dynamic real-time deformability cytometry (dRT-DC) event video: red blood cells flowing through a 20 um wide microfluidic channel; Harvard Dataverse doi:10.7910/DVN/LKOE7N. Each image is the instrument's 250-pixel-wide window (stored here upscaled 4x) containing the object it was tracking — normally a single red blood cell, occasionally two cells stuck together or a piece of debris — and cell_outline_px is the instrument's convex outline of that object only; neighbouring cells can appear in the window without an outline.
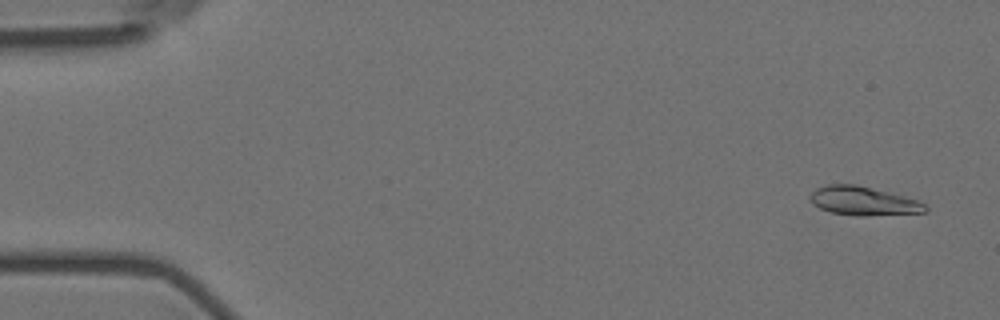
{"species": "Egyptian fruit bat (a non-hibernating species)", "species_latin": "Rousettus aegyptiacus", "temperature_condition": "room temperature", "stored_images_in_passage": 57, "camera_frame_rate_fps": 3000, "um_per_image_px": 0.085, "animal": {"sex": "female"}, "frame": {"image": 1, "passage_image": 3, "time_ms": 0.667, "image_size_px": [1000, 320], "cell_outline_px": [[928, 208], [924, 212], [864, 216], [856, 216], [832, 212], [820, 208], [812, 204], [808, 200], [808, 196], [816, 188], [828, 184], [856, 184], [904, 196], [916, 200], [924, 204]], "centroid_in_image_um": [73.32, 17.08], "position_along_channel_um": 11.7, "area_um2": 19.25}}
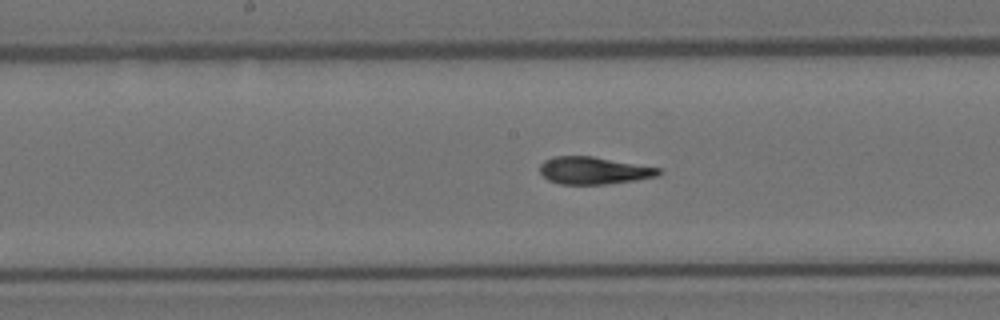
{"frame": {"image": 2, "passage_image": 29, "time_ms": 9.333, "image_size_px": [1000, 320], "cell_outline_px": [[660, 172], [656, 176], [636, 180], [604, 184], [560, 184], [548, 180], [540, 172], [540, 164], [544, 160], [552, 156], [592, 156], [660, 168]], "centroid_in_image_um": [50.42, 14.49], "position_along_channel_um": 197.8, "area_um2": 18.79}}
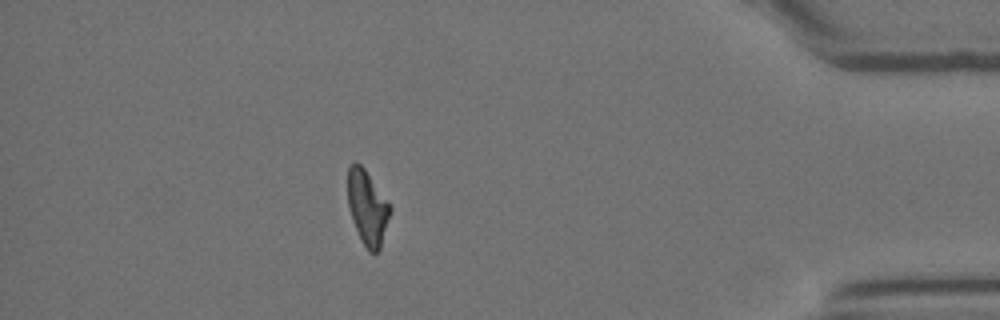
{"frame": {"image": 3, "passage_image": 50, "time_ms": 16.333, "image_size_px": [1000, 320], "cell_outline_px": [[392, 212], [380, 248], [376, 252], [368, 252], [352, 220], [348, 204], [348, 168], [356, 160], [364, 168], [392, 204]], "centroid_in_image_um": [31.27, 17.62], "position_along_channel_um": 403.9, "area_um2": 18.55}, "authors_computed_cell_mechanics": {"area_um2": 19.074, "velocity_mm_per_s": 3.5905, "shape_relaxation_time_tau1_ms": 5.2625, "shape_relaxation_time_tau2_ms": 2.3827, "deformation_change_tau1": 0.1886, "deformation_change_tau2": 0.0855}}